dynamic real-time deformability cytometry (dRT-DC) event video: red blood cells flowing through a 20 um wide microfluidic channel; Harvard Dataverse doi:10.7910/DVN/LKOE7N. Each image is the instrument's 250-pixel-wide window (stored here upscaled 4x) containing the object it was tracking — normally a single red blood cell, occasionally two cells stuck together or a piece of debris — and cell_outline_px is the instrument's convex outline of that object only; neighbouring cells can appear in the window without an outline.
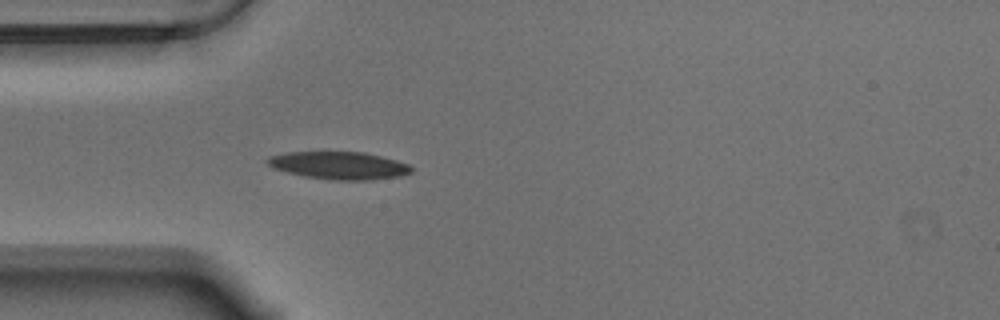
{"species": "Egyptian fruit bat (a non-hibernating species)", "species_latin": "Rousettus aegyptiacus", "temperature_condition": "warm", "stored_images_in_passage": 10, "camera_frame_rate_fps": 3000, "um_per_image_px": 0.085, "animal": {"sex": "male"}, "frame": {"image": 1, "passage_image": 5, "time_ms": 1.333, "image_size_px": [1000, 320], "cell_outline_px": [[412, 172], [400, 176], [372, 180], [336, 180], [304, 176], [272, 168], [264, 160], [268, 156], [284, 152], [364, 152], [396, 160], [408, 164], [412, 168]], "centroid_in_image_um": [28.78, 14.06], "position_along_channel_um": 56.2, "area_um2": 23.18}}